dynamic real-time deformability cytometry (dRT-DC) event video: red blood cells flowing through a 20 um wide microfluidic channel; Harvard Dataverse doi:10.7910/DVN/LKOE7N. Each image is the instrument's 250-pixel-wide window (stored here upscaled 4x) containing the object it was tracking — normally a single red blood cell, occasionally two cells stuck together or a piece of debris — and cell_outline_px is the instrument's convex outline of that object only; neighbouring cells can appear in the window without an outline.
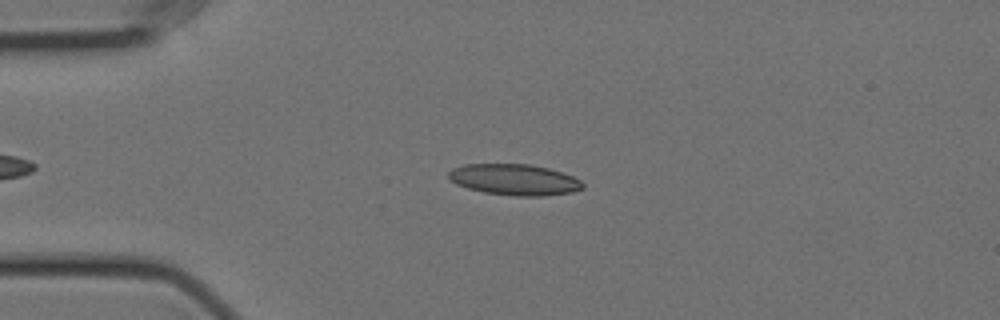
{"species": "Egyptian fruit bat (a non-hibernating species)", "species_latin": "Rousettus aegyptiacus", "temperature_condition": "cold", "stored_images_in_passage": 51, "camera_frame_rate_fps": 3000, "um_per_image_px": 0.085, "animal": {"sex": "female"}, "frame": {"image": 1, "passage_image": 13, "time_ms": 4.0, "image_size_px": [1000, 320], "cell_outline_px": [[584, 188], [572, 192], [544, 196], [516, 196], [484, 192], [468, 188], [456, 184], [448, 176], [448, 172], [452, 168], [464, 164], [528, 164], [548, 168], [572, 176], [580, 180], [584, 184]], "centroid_in_image_um": [43.72, 15.27], "position_along_channel_um": 41.3, "area_um2": 24.22}}
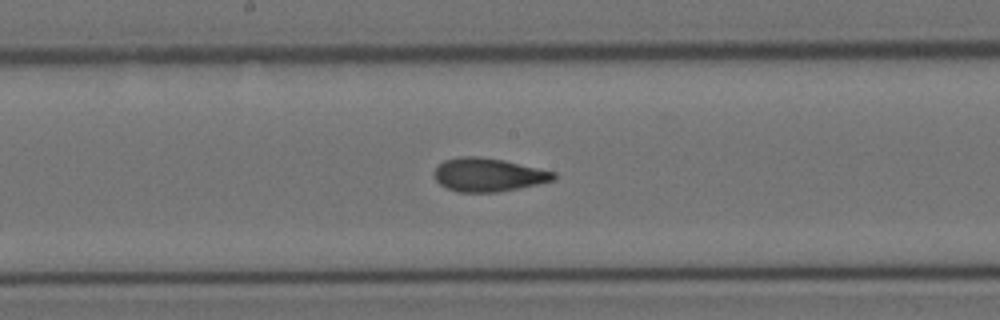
{"frame": {"image": 2, "passage_image": 29, "time_ms": 9.333, "image_size_px": [1000, 320], "cell_outline_px": [[556, 180], [520, 188], [496, 192], [460, 192], [448, 188], [440, 184], [436, 180], [432, 172], [444, 160], [460, 156], [480, 156], [504, 160], [556, 172]], "centroid_in_image_um": [41.51, 14.85], "position_along_channel_um": 206.7, "area_um2": 23.35}}
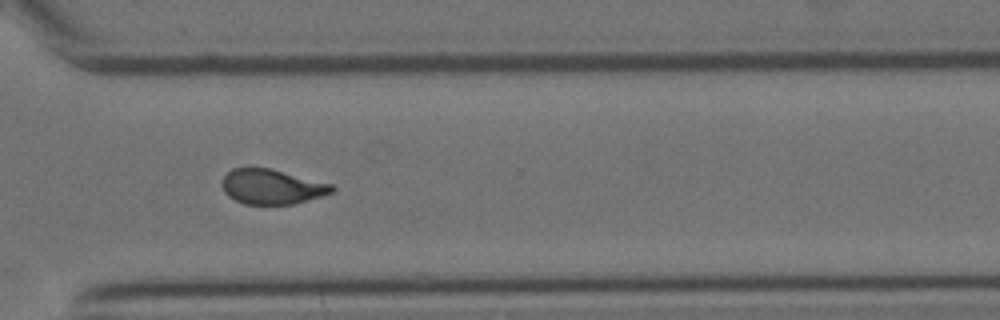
{"frame": {"image": 3, "passage_image": 41, "time_ms": 13.333, "image_size_px": [1000, 320], "cell_outline_px": [[336, 188], [332, 192], [320, 196], [292, 204], [244, 204], [228, 196], [224, 192], [220, 184], [224, 176], [232, 168], [272, 168], [332, 184]], "centroid_in_image_um": [23.08, 15.86], "position_along_channel_um": 347.5, "area_um2": 22.31}, "authors_computed_cell_mechanics": {"area_um2": 23.2934, "velocity_mm_per_s": 3.5389, "shape_relaxation_time_tau1_ms": 5.2038, "shape_relaxation_time_tau2_ms": 1.491, "deformation_change_tau1": 0.1655, "deformation_change_tau2": 0.0702}}